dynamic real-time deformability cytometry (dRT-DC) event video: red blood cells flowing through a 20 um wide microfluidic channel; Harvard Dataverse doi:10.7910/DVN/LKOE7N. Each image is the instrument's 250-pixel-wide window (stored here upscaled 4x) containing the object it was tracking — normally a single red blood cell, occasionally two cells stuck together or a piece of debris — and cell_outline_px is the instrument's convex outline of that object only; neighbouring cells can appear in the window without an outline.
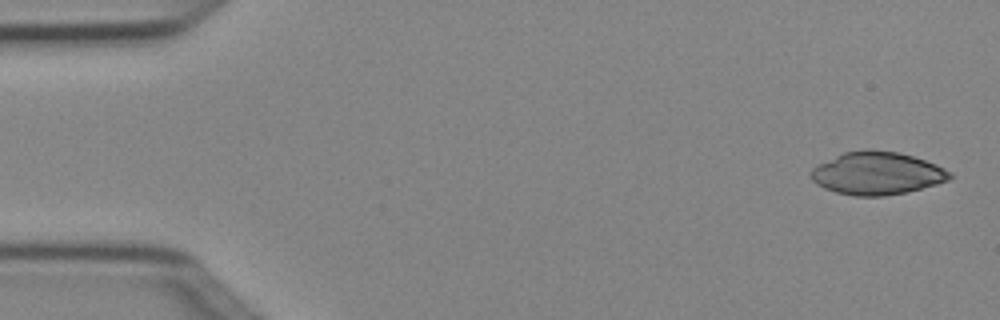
{"species": "Egyptian fruit bat (a non-hibernating species)", "species_latin": "Rousettus aegyptiacus", "temperature_condition": "cold", "stored_images_in_passage": 4, "camera_frame_rate_fps": 3000, "um_per_image_px": 0.085, "animal": {"sex": "female"}, "frame": {"image": 1, "passage_image": 1, "time_ms": 0.0, "image_size_px": [1000, 320], "cell_outline_px": [[952, 176], [948, 180], [936, 184], [904, 192], [884, 196], [856, 196], [836, 192], [824, 188], [816, 184], [812, 180], [808, 172], [812, 168], [844, 152], [864, 148], [868, 148], [900, 152], [936, 164], [952, 172]], "centroid_in_image_um": [74.53, 14.71], "position_along_channel_um": 10.5, "area_um2": 34.62}}